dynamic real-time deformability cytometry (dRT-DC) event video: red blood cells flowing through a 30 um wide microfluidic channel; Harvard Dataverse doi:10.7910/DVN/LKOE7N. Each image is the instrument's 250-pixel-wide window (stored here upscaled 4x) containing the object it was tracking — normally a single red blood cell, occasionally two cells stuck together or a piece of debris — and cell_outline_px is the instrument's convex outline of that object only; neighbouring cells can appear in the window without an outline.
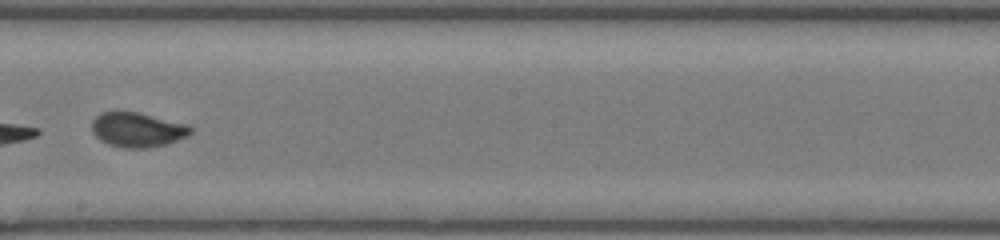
{"species": "common noctule bat (a hibernating species)", "species_latin": "Nyctalus noctula", "temperature_condition": "room temperature", "stored_images_in_passage": 35, "camera_frame_rate_fps": 3000, "um_per_image_px": 0.085, "animal": {"sex": "female", "body_mass_g": 17.0, "forearm_length_mm": 48.0}, "frame": {"image": 1, "passage_image": 16, "time_ms": 5.0, "image_size_px": [1000, 240], "cell_outline_px": [[192, 132], [188, 136], [168, 144], [148, 148], [124, 148], [108, 144], [100, 140], [92, 132], [92, 120], [100, 112], [136, 112], [188, 124], [192, 128]], "centroid_in_image_um": [11.69, 11.04], "position_along_channel_um": 236.5, "area_um2": 20.0}, "authors_computed_cell_mechanics": {"area_um2": 19.8254, "velocity_mm_per_s": 4.2329, "shape_relaxation_time_tau1_ms": 6.1948, "shape_relaxation_time_tau2_ms": null, "deformation_change_tau1": 0.1603, "deformation_change_tau2": null}}